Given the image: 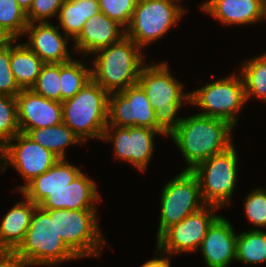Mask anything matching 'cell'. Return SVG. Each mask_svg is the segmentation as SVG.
Returning a JSON list of instances; mask_svg holds the SVG:
<instances>
[{
    "mask_svg": "<svg viewBox=\"0 0 266 267\" xmlns=\"http://www.w3.org/2000/svg\"><path fill=\"white\" fill-rule=\"evenodd\" d=\"M181 0H137L126 36L141 49L165 36L185 11ZM178 2V3H177Z\"/></svg>",
    "mask_w": 266,
    "mask_h": 267,
    "instance_id": "52a82bcc",
    "label": "cell"
},
{
    "mask_svg": "<svg viewBox=\"0 0 266 267\" xmlns=\"http://www.w3.org/2000/svg\"><path fill=\"white\" fill-rule=\"evenodd\" d=\"M244 208L251 224L266 228V189L256 188L248 193Z\"/></svg>",
    "mask_w": 266,
    "mask_h": 267,
    "instance_id": "1f68e13d",
    "label": "cell"
},
{
    "mask_svg": "<svg viewBox=\"0 0 266 267\" xmlns=\"http://www.w3.org/2000/svg\"><path fill=\"white\" fill-rule=\"evenodd\" d=\"M59 29L50 22L29 23L24 33L29 40L25 44L44 63L69 62L73 59L67 48L69 37L61 35Z\"/></svg>",
    "mask_w": 266,
    "mask_h": 267,
    "instance_id": "e0dca14e",
    "label": "cell"
},
{
    "mask_svg": "<svg viewBox=\"0 0 266 267\" xmlns=\"http://www.w3.org/2000/svg\"><path fill=\"white\" fill-rule=\"evenodd\" d=\"M96 182L81 172L63 190L52 191L38 205L42 209H97L101 199Z\"/></svg>",
    "mask_w": 266,
    "mask_h": 267,
    "instance_id": "d6986e66",
    "label": "cell"
},
{
    "mask_svg": "<svg viewBox=\"0 0 266 267\" xmlns=\"http://www.w3.org/2000/svg\"><path fill=\"white\" fill-rule=\"evenodd\" d=\"M109 94L92 79L73 97L62 103L63 123L84 143L102 139L108 122Z\"/></svg>",
    "mask_w": 266,
    "mask_h": 267,
    "instance_id": "5b68a950",
    "label": "cell"
},
{
    "mask_svg": "<svg viewBox=\"0 0 266 267\" xmlns=\"http://www.w3.org/2000/svg\"><path fill=\"white\" fill-rule=\"evenodd\" d=\"M107 125L146 127L164 132L157 125L154 109L138 83L128 86L121 92L109 94Z\"/></svg>",
    "mask_w": 266,
    "mask_h": 267,
    "instance_id": "5bb4252c",
    "label": "cell"
},
{
    "mask_svg": "<svg viewBox=\"0 0 266 267\" xmlns=\"http://www.w3.org/2000/svg\"><path fill=\"white\" fill-rule=\"evenodd\" d=\"M234 126L228 121L200 114L183 117L168 135L181 151L187 168L192 170L200 162L233 145Z\"/></svg>",
    "mask_w": 266,
    "mask_h": 267,
    "instance_id": "6da1fadb",
    "label": "cell"
},
{
    "mask_svg": "<svg viewBox=\"0 0 266 267\" xmlns=\"http://www.w3.org/2000/svg\"><path fill=\"white\" fill-rule=\"evenodd\" d=\"M15 141V142H14ZM60 158L24 133H18L0 149V172L11 164L25 181L19 192L28 182L49 170Z\"/></svg>",
    "mask_w": 266,
    "mask_h": 267,
    "instance_id": "8fae6325",
    "label": "cell"
},
{
    "mask_svg": "<svg viewBox=\"0 0 266 267\" xmlns=\"http://www.w3.org/2000/svg\"><path fill=\"white\" fill-rule=\"evenodd\" d=\"M125 36L122 25L100 12L85 22L82 31L73 40L75 47L72 52L94 56L96 51L119 42Z\"/></svg>",
    "mask_w": 266,
    "mask_h": 267,
    "instance_id": "ac0fdd59",
    "label": "cell"
},
{
    "mask_svg": "<svg viewBox=\"0 0 266 267\" xmlns=\"http://www.w3.org/2000/svg\"><path fill=\"white\" fill-rule=\"evenodd\" d=\"M239 75H242L245 98L251 97L266 101V52L250 58L241 65Z\"/></svg>",
    "mask_w": 266,
    "mask_h": 267,
    "instance_id": "484cf974",
    "label": "cell"
},
{
    "mask_svg": "<svg viewBox=\"0 0 266 267\" xmlns=\"http://www.w3.org/2000/svg\"><path fill=\"white\" fill-rule=\"evenodd\" d=\"M18 264L12 255L0 254V267H16Z\"/></svg>",
    "mask_w": 266,
    "mask_h": 267,
    "instance_id": "8d00e7d4",
    "label": "cell"
},
{
    "mask_svg": "<svg viewBox=\"0 0 266 267\" xmlns=\"http://www.w3.org/2000/svg\"><path fill=\"white\" fill-rule=\"evenodd\" d=\"M100 11L125 29L130 23L137 0H98Z\"/></svg>",
    "mask_w": 266,
    "mask_h": 267,
    "instance_id": "d6a6232c",
    "label": "cell"
},
{
    "mask_svg": "<svg viewBox=\"0 0 266 267\" xmlns=\"http://www.w3.org/2000/svg\"><path fill=\"white\" fill-rule=\"evenodd\" d=\"M199 88L189 92L190 105L202 109L197 114L226 120L235 127L236 114L241 112L247 102L241 75L239 76L237 72L231 73L230 76Z\"/></svg>",
    "mask_w": 266,
    "mask_h": 267,
    "instance_id": "9c48e42d",
    "label": "cell"
},
{
    "mask_svg": "<svg viewBox=\"0 0 266 267\" xmlns=\"http://www.w3.org/2000/svg\"><path fill=\"white\" fill-rule=\"evenodd\" d=\"M18 5L27 13L32 5L33 0H16Z\"/></svg>",
    "mask_w": 266,
    "mask_h": 267,
    "instance_id": "f35d334b",
    "label": "cell"
},
{
    "mask_svg": "<svg viewBox=\"0 0 266 267\" xmlns=\"http://www.w3.org/2000/svg\"><path fill=\"white\" fill-rule=\"evenodd\" d=\"M236 260L246 264L266 262V232L251 228L239 233L236 242Z\"/></svg>",
    "mask_w": 266,
    "mask_h": 267,
    "instance_id": "4316f807",
    "label": "cell"
},
{
    "mask_svg": "<svg viewBox=\"0 0 266 267\" xmlns=\"http://www.w3.org/2000/svg\"><path fill=\"white\" fill-rule=\"evenodd\" d=\"M97 213V209H55L56 233L78 258H100L106 242L98 226Z\"/></svg>",
    "mask_w": 266,
    "mask_h": 267,
    "instance_id": "ba28073f",
    "label": "cell"
},
{
    "mask_svg": "<svg viewBox=\"0 0 266 267\" xmlns=\"http://www.w3.org/2000/svg\"><path fill=\"white\" fill-rule=\"evenodd\" d=\"M137 83L143 88L154 109L157 125L169 135L181 122L177 114L183 102L189 103L190 93L172 76L167 62L145 64Z\"/></svg>",
    "mask_w": 266,
    "mask_h": 267,
    "instance_id": "277c9868",
    "label": "cell"
},
{
    "mask_svg": "<svg viewBox=\"0 0 266 267\" xmlns=\"http://www.w3.org/2000/svg\"><path fill=\"white\" fill-rule=\"evenodd\" d=\"M26 265L56 266L79 259L56 233L55 209L37 206L23 242L11 254Z\"/></svg>",
    "mask_w": 266,
    "mask_h": 267,
    "instance_id": "7a4b0ae2",
    "label": "cell"
},
{
    "mask_svg": "<svg viewBox=\"0 0 266 267\" xmlns=\"http://www.w3.org/2000/svg\"><path fill=\"white\" fill-rule=\"evenodd\" d=\"M234 145L200 162L191 170L197 176L206 205L223 208L231 204L238 173V154Z\"/></svg>",
    "mask_w": 266,
    "mask_h": 267,
    "instance_id": "8992f818",
    "label": "cell"
},
{
    "mask_svg": "<svg viewBox=\"0 0 266 267\" xmlns=\"http://www.w3.org/2000/svg\"><path fill=\"white\" fill-rule=\"evenodd\" d=\"M36 207L25 197L5 214L0 224V254L11 255L23 242Z\"/></svg>",
    "mask_w": 266,
    "mask_h": 267,
    "instance_id": "7402d4cb",
    "label": "cell"
},
{
    "mask_svg": "<svg viewBox=\"0 0 266 267\" xmlns=\"http://www.w3.org/2000/svg\"><path fill=\"white\" fill-rule=\"evenodd\" d=\"M86 64L74 59L60 63L61 102L73 98L91 80V69Z\"/></svg>",
    "mask_w": 266,
    "mask_h": 267,
    "instance_id": "83f0119b",
    "label": "cell"
},
{
    "mask_svg": "<svg viewBox=\"0 0 266 267\" xmlns=\"http://www.w3.org/2000/svg\"><path fill=\"white\" fill-rule=\"evenodd\" d=\"M28 24L26 12L16 0H0V27L15 40L24 36Z\"/></svg>",
    "mask_w": 266,
    "mask_h": 267,
    "instance_id": "f1b7e54d",
    "label": "cell"
},
{
    "mask_svg": "<svg viewBox=\"0 0 266 267\" xmlns=\"http://www.w3.org/2000/svg\"><path fill=\"white\" fill-rule=\"evenodd\" d=\"M200 8L222 25H250L265 20L262 0H207Z\"/></svg>",
    "mask_w": 266,
    "mask_h": 267,
    "instance_id": "ffe728a7",
    "label": "cell"
},
{
    "mask_svg": "<svg viewBox=\"0 0 266 267\" xmlns=\"http://www.w3.org/2000/svg\"><path fill=\"white\" fill-rule=\"evenodd\" d=\"M162 254H164V256H157L154 259L148 260L147 262H144L141 267H171L170 259L172 256L165 252H162Z\"/></svg>",
    "mask_w": 266,
    "mask_h": 267,
    "instance_id": "d590c367",
    "label": "cell"
},
{
    "mask_svg": "<svg viewBox=\"0 0 266 267\" xmlns=\"http://www.w3.org/2000/svg\"><path fill=\"white\" fill-rule=\"evenodd\" d=\"M98 0H65L57 18L64 34L74 40L82 31L85 22L100 13Z\"/></svg>",
    "mask_w": 266,
    "mask_h": 267,
    "instance_id": "cb8c5ba5",
    "label": "cell"
},
{
    "mask_svg": "<svg viewBox=\"0 0 266 267\" xmlns=\"http://www.w3.org/2000/svg\"><path fill=\"white\" fill-rule=\"evenodd\" d=\"M15 39L0 27V50L10 45Z\"/></svg>",
    "mask_w": 266,
    "mask_h": 267,
    "instance_id": "74e56055",
    "label": "cell"
},
{
    "mask_svg": "<svg viewBox=\"0 0 266 267\" xmlns=\"http://www.w3.org/2000/svg\"><path fill=\"white\" fill-rule=\"evenodd\" d=\"M31 90L47 99L61 102L60 63H45Z\"/></svg>",
    "mask_w": 266,
    "mask_h": 267,
    "instance_id": "f546056e",
    "label": "cell"
},
{
    "mask_svg": "<svg viewBox=\"0 0 266 267\" xmlns=\"http://www.w3.org/2000/svg\"><path fill=\"white\" fill-rule=\"evenodd\" d=\"M216 209L220 208L214 205H205L182 221L167 228L157 238V254L159 251L160 254L165 252L170 256L196 252L206 235L208 227L219 216L214 213Z\"/></svg>",
    "mask_w": 266,
    "mask_h": 267,
    "instance_id": "7c38bea8",
    "label": "cell"
},
{
    "mask_svg": "<svg viewBox=\"0 0 266 267\" xmlns=\"http://www.w3.org/2000/svg\"><path fill=\"white\" fill-rule=\"evenodd\" d=\"M168 135L146 127H119L107 125L102 139L113 144L114 157L128 162L144 172L154 153L156 135Z\"/></svg>",
    "mask_w": 266,
    "mask_h": 267,
    "instance_id": "4fadbf2b",
    "label": "cell"
},
{
    "mask_svg": "<svg viewBox=\"0 0 266 267\" xmlns=\"http://www.w3.org/2000/svg\"><path fill=\"white\" fill-rule=\"evenodd\" d=\"M18 133L20 129L16 98L0 95V149Z\"/></svg>",
    "mask_w": 266,
    "mask_h": 267,
    "instance_id": "4dcf8cb0",
    "label": "cell"
},
{
    "mask_svg": "<svg viewBox=\"0 0 266 267\" xmlns=\"http://www.w3.org/2000/svg\"><path fill=\"white\" fill-rule=\"evenodd\" d=\"M16 267H30V265H26V264H21V263H19Z\"/></svg>",
    "mask_w": 266,
    "mask_h": 267,
    "instance_id": "60d3db41",
    "label": "cell"
},
{
    "mask_svg": "<svg viewBox=\"0 0 266 267\" xmlns=\"http://www.w3.org/2000/svg\"><path fill=\"white\" fill-rule=\"evenodd\" d=\"M262 2H263V15L266 20V0H262Z\"/></svg>",
    "mask_w": 266,
    "mask_h": 267,
    "instance_id": "ab89813d",
    "label": "cell"
},
{
    "mask_svg": "<svg viewBox=\"0 0 266 267\" xmlns=\"http://www.w3.org/2000/svg\"><path fill=\"white\" fill-rule=\"evenodd\" d=\"M24 134L60 159H67L65 155L67 146L83 143L63 122L56 126L29 129Z\"/></svg>",
    "mask_w": 266,
    "mask_h": 267,
    "instance_id": "d4e9b609",
    "label": "cell"
},
{
    "mask_svg": "<svg viewBox=\"0 0 266 267\" xmlns=\"http://www.w3.org/2000/svg\"><path fill=\"white\" fill-rule=\"evenodd\" d=\"M15 98L21 133L63 122L61 102L47 99L31 89H21Z\"/></svg>",
    "mask_w": 266,
    "mask_h": 267,
    "instance_id": "9a60e30c",
    "label": "cell"
},
{
    "mask_svg": "<svg viewBox=\"0 0 266 267\" xmlns=\"http://www.w3.org/2000/svg\"><path fill=\"white\" fill-rule=\"evenodd\" d=\"M65 0H33L26 13L28 23L49 22L48 19L56 17Z\"/></svg>",
    "mask_w": 266,
    "mask_h": 267,
    "instance_id": "836d02e7",
    "label": "cell"
},
{
    "mask_svg": "<svg viewBox=\"0 0 266 267\" xmlns=\"http://www.w3.org/2000/svg\"><path fill=\"white\" fill-rule=\"evenodd\" d=\"M21 91L10 68V45L0 50V95L16 97Z\"/></svg>",
    "mask_w": 266,
    "mask_h": 267,
    "instance_id": "e575fe53",
    "label": "cell"
},
{
    "mask_svg": "<svg viewBox=\"0 0 266 267\" xmlns=\"http://www.w3.org/2000/svg\"><path fill=\"white\" fill-rule=\"evenodd\" d=\"M80 173V168L66 159H59L49 170L33 178L19 192L38 206L49 193L63 190Z\"/></svg>",
    "mask_w": 266,
    "mask_h": 267,
    "instance_id": "44dd1931",
    "label": "cell"
},
{
    "mask_svg": "<svg viewBox=\"0 0 266 267\" xmlns=\"http://www.w3.org/2000/svg\"><path fill=\"white\" fill-rule=\"evenodd\" d=\"M237 235L226 218L219 215L212 222L199 247L207 267H229L236 261Z\"/></svg>",
    "mask_w": 266,
    "mask_h": 267,
    "instance_id": "2e32d148",
    "label": "cell"
},
{
    "mask_svg": "<svg viewBox=\"0 0 266 267\" xmlns=\"http://www.w3.org/2000/svg\"><path fill=\"white\" fill-rule=\"evenodd\" d=\"M10 44V68L20 89H31L45 64L26 44Z\"/></svg>",
    "mask_w": 266,
    "mask_h": 267,
    "instance_id": "603a6c76",
    "label": "cell"
},
{
    "mask_svg": "<svg viewBox=\"0 0 266 267\" xmlns=\"http://www.w3.org/2000/svg\"><path fill=\"white\" fill-rule=\"evenodd\" d=\"M142 49L127 36L119 42L96 51L91 79L108 94L121 92L137 83L145 65ZM98 54V55H97Z\"/></svg>",
    "mask_w": 266,
    "mask_h": 267,
    "instance_id": "3957f363",
    "label": "cell"
},
{
    "mask_svg": "<svg viewBox=\"0 0 266 267\" xmlns=\"http://www.w3.org/2000/svg\"><path fill=\"white\" fill-rule=\"evenodd\" d=\"M205 205L197 176L191 170H182L162 188L157 238L167 228Z\"/></svg>",
    "mask_w": 266,
    "mask_h": 267,
    "instance_id": "30bf717a",
    "label": "cell"
}]
</instances>
